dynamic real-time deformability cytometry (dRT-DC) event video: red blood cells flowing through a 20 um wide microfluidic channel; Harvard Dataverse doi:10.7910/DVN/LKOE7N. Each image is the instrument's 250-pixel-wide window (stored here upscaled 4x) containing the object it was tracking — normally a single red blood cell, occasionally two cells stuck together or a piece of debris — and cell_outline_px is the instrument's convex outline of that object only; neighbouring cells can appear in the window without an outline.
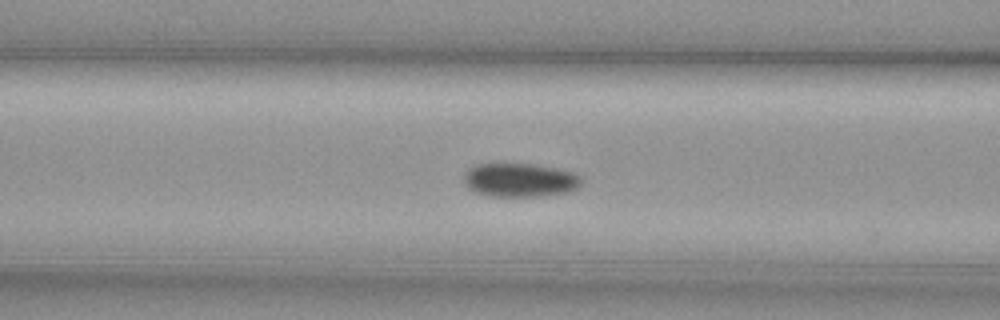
{"species": "common noctule bat (a hibernating species)", "species_latin": "Nyctalus noctula", "temperature_condition": "cold", "stored_images_in_passage": 34, "camera_frame_rate_fps": 3000, "um_per_image_px": 0.085, "animal": {"sex": "female", "body_mass_g": 29.2, "forearm_length_mm": 56.3}, "frame": {"image": 1, "passage_image": 4, "time_ms": 1.0, "image_size_px": [1000, 320], "cell_outline_px": [[580, 184], [576, 188], [568, 192], [540, 196], [488, 196], [476, 192], [468, 188], [464, 184], [464, 172], [468, 168], [476, 164], [532, 164], [556, 168], [576, 172], [580, 176]], "centroid_in_image_um": [44.16, 15.3], "position_along_channel_um": 122.4, "area_um2": 23.18}}
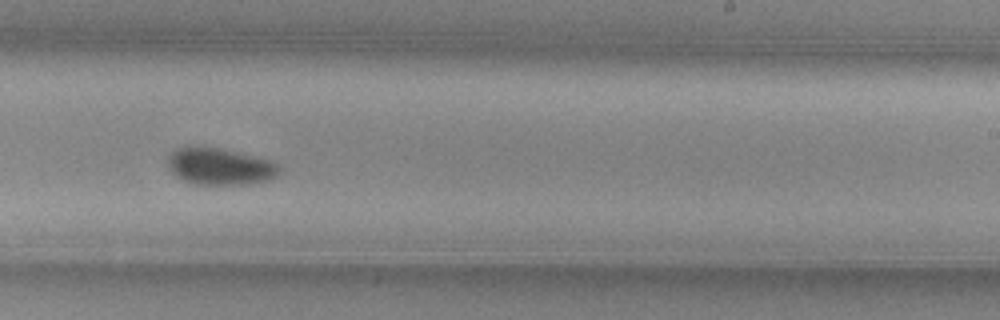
{"frame": {"image": 2, "passage_image": 16, "time_ms": 5.0, "image_size_px": [1000, 320], "cell_outline_px": [[280, 172], [272, 180], [252, 184], [192, 184], [176, 176], [168, 168], [168, 156], [172, 152], [180, 148], [216, 148], [272, 160], [280, 168]], "centroid_in_image_um": [18.73, 14.19], "position_along_channel_um": 270.3, "area_um2": 23.58}}
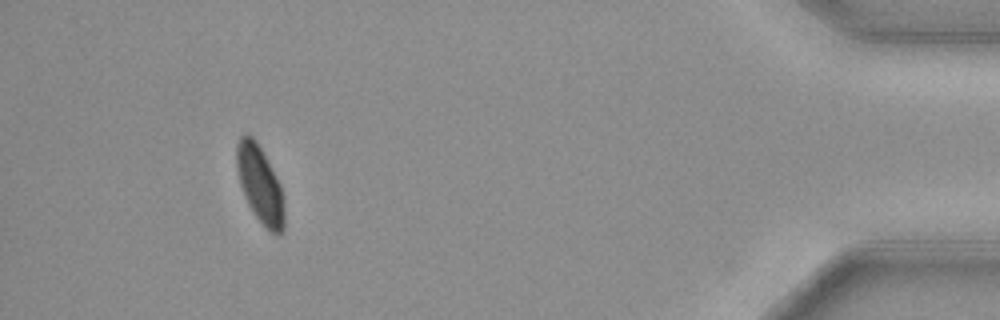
{"frame": {"image": 3, "passage_image": 33, "time_ms": 10.667, "image_size_px": [1000, 320], "cell_outline_px": [[284, 228], [280, 232], [268, 232], [264, 228], [248, 204], [244, 196], [240, 184], [236, 168], [236, 144], [240, 136], [244, 132], [248, 132], [256, 140], [276, 176], [280, 184], [284, 196]], "centroid_in_image_um": [22.08, 15.64], "position_along_channel_um": 413.1, "area_um2": 21.62}}